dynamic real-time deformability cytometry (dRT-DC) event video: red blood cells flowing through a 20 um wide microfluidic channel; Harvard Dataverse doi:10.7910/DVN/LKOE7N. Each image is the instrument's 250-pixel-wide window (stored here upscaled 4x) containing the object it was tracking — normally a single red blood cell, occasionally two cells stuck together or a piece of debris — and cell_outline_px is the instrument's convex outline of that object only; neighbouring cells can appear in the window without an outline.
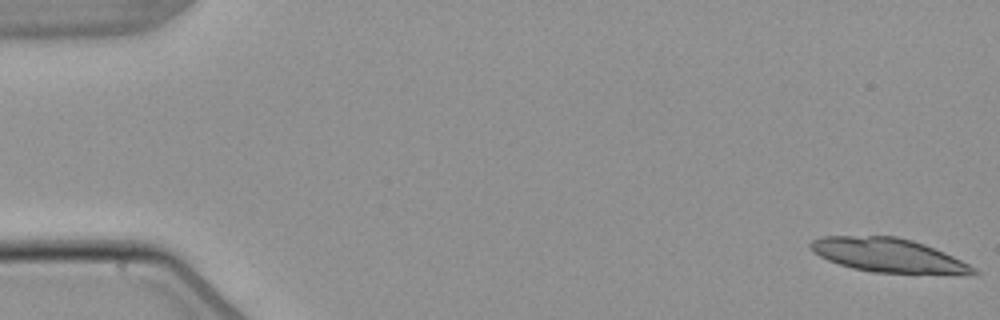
{"species": "common noctule bat (a hibernating species)", "species_latin": "Nyctalus noctula", "temperature_condition": "warm", "stored_images_in_passage": 5, "camera_frame_rate_fps": 3000, "um_per_image_px": 0.085, "animal": {"sex": "male", "body_mass_g": 21.5, "forearm_length_mm": 52.0}, "frame": {"image": 1, "passage_image": 1, "time_ms": 0.0, "image_size_px": [1000, 320], "cell_outline_px": [[980, 272], [976, 276], [964, 276], [872, 272], [852, 268], [828, 260], [820, 256], [808, 244], [812, 240], [820, 236], [896, 236], [912, 240], [924, 244], [944, 252], [976, 268]], "centroid_in_image_um": [75.63, 21.74], "position_along_channel_um": 9.4, "area_um2": 32.77}}